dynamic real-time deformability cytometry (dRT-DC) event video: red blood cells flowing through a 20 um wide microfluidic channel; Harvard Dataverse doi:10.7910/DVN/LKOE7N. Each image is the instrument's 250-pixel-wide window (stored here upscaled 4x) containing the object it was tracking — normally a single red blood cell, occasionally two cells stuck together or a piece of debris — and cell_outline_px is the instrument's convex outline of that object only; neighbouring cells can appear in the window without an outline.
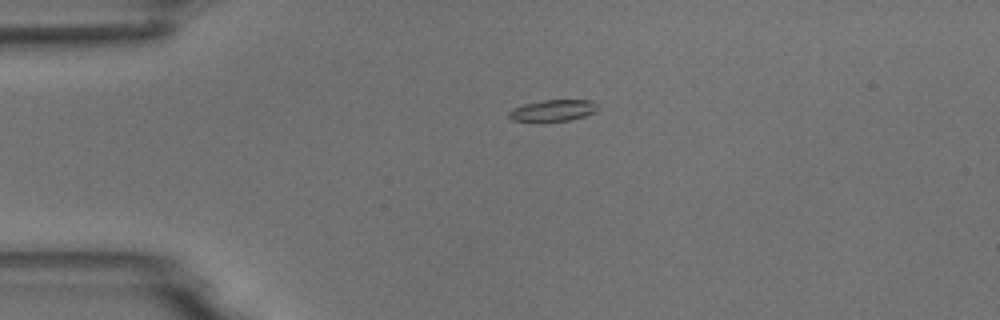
{"species": "common noctule bat (a hibernating species)", "species_latin": "Nyctalus noctula", "temperature_condition": "room temperature", "stored_images_in_passage": 3, "camera_frame_rate_fps": 3000, "um_per_image_px": 0.085, "animal": {"sex": "male", "body_mass_g": 18.8}, "frame": {"image": 1, "passage_image": 1, "time_ms": 0.0, "image_size_px": [1000, 320], "cell_outline_px": [[596, 112], [572, 120], [512, 120], [508, 116], [508, 112], [512, 108], [524, 104], [544, 100], [592, 100], [596, 104]], "centroid_in_image_um": [47.01, 9.37], "position_along_channel_um": 38.0, "area_um2": 10.81}}
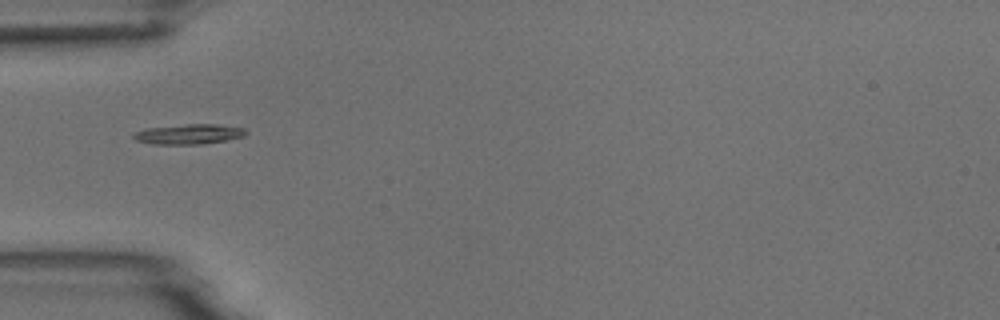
{"frame": {"image": 2, "passage_image": 2, "time_ms": 1.667, "image_size_px": [1000, 320], "cell_outline_px": [[248, 132], [244, 136], [224, 140], [200, 144], [152, 144], [136, 140], [132, 136], [136, 132], [144, 128], [188, 124], [216, 124], [244, 128]], "centroid_in_image_um": [16.04, 11.39], "position_along_channel_um": 69.0, "area_um2": 13.01}}